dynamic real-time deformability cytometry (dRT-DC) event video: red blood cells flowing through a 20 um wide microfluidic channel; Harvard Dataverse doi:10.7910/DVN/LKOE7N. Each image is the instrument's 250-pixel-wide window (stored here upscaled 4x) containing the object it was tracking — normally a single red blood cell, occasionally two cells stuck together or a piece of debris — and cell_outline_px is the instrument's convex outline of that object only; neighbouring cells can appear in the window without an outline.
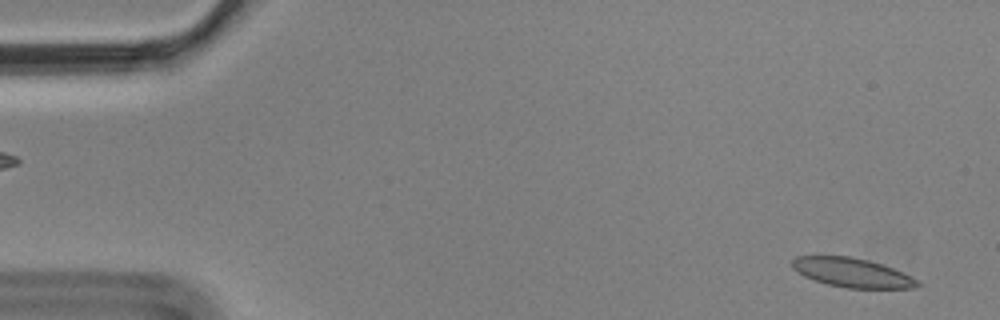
{"species": "Egyptian fruit bat (a non-hibernating species)", "species_latin": "Rousettus aegyptiacus", "temperature_condition": "cold", "stored_images_in_passage": 4, "camera_frame_rate_fps": 3000, "um_per_image_px": 0.085, "animal": {"sex": "male"}, "frame": {"image": 1, "passage_image": 4, "time_ms": 1.0, "image_size_px": [1000, 320], "cell_outline_px": [[920, 284], [916, 288], [848, 288], [828, 284], [804, 276], [792, 268], [792, 260], [796, 256], [848, 256], [868, 260], [892, 268], [912, 276], [920, 280]], "centroid_in_image_um": [72.45, 23.17], "position_along_channel_um": 12.5, "area_um2": 21.15}}